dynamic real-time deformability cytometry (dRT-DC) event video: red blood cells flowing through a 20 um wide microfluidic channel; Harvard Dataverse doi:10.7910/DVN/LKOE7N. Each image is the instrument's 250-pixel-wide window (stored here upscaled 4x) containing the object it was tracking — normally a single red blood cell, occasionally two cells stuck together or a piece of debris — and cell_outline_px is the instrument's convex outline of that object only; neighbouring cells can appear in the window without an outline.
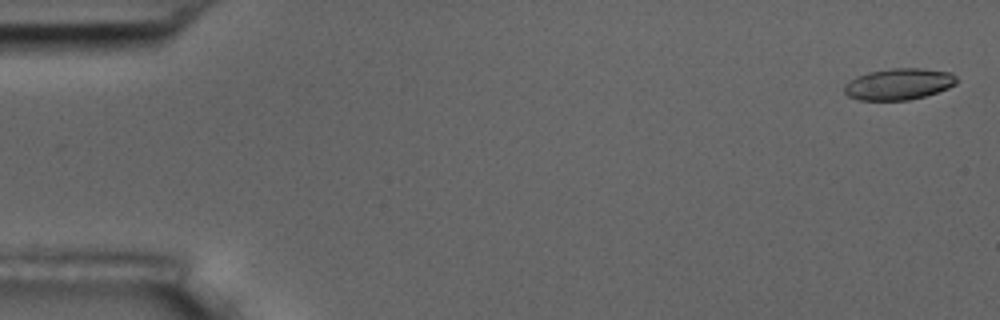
{"species": "common noctule bat (a hibernating species)", "species_latin": "Nyctalus noctula", "temperature_condition": "room temperature", "stored_images_in_passage": 13, "camera_frame_rate_fps": 3000, "um_per_image_px": 0.085, "animal": {"sex": "male", "body_mass_g": 17.5, "forearm_length_mm": 52.3}, "frame": {"image": 1, "passage_image": 1, "time_ms": 0.0, "image_size_px": [1000, 320], "cell_outline_px": [[960, 80], [956, 84], [948, 88], [924, 96], [908, 100], [860, 100], [848, 96], [844, 92], [844, 84], [848, 80], [856, 76], [868, 72], [892, 68], [924, 68], [952, 72]], "centroid_in_image_um": [76.4, 7.13], "position_along_channel_um": 8.6, "area_um2": 20.81}}
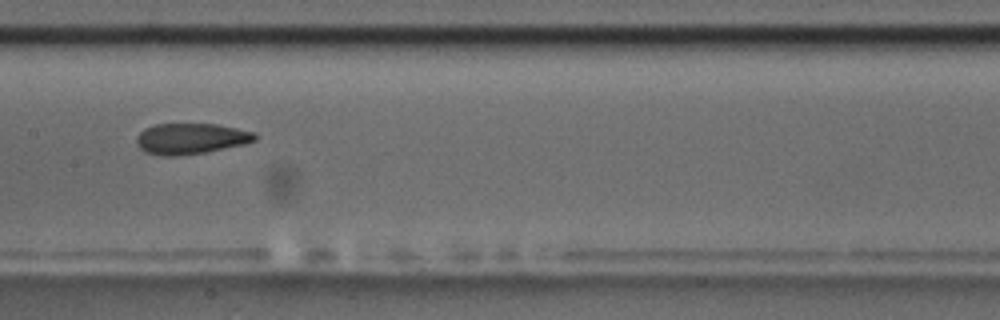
{"frame": {"image": 2, "passage_image": 8, "time_ms": 9.0, "image_size_px": [1000, 320], "cell_outline_px": [[256, 140], [244, 144], [204, 152], [176, 156], [164, 156], [144, 152], [136, 144], [136, 136], [144, 128], [156, 124], [216, 124], [256, 132]], "centroid_in_image_um": [16.19, 11.78], "position_along_channel_um": 191.2, "area_um2": 21.27}}
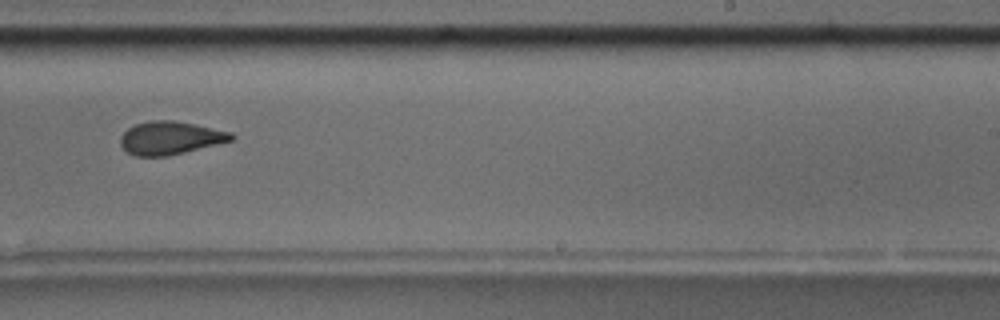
{"frame": {"image": 3, "passage_image": 10, "time_ms": 11.333, "image_size_px": [1000, 320], "cell_outline_px": [[236, 136], [232, 140], [168, 156], [136, 156], [128, 152], [120, 144], [120, 136], [128, 128], [136, 124], [152, 120], [172, 120], [232, 132]], "centroid_in_image_um": [14.45, 11.72], "position_along_channel_um": 274.5, "area_um2": 21.1}, "authors_computed_cell_mechanics": {"area_um2": 21.2704, "velocity_mm_per_s": 3.5845, "shape_relaxation_time_tau1_ms": 8.0512, "shape_relaxation_time_tau2_ms": 2.5015, "deformation_change_tau1": 0.1745, "deformation_change_tau2": 0.0641}}